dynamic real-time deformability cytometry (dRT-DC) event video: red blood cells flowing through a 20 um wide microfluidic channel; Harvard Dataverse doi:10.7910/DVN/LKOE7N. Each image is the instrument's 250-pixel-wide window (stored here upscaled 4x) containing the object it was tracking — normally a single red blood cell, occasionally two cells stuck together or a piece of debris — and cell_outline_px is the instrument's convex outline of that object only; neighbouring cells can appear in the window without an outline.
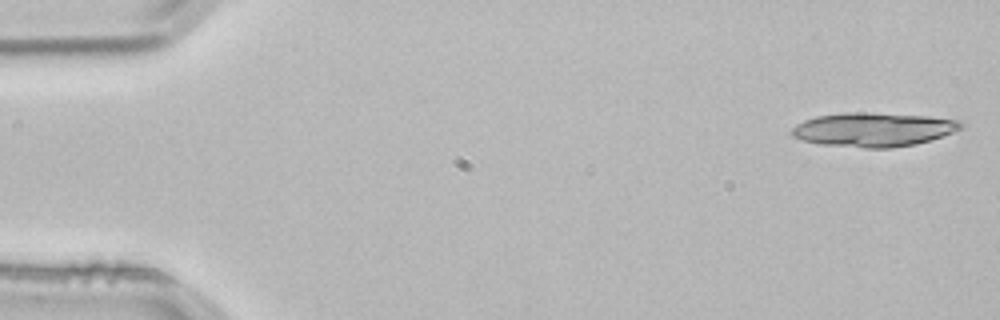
{"species": "common noctule bat (a hibernating species)", "species_latin": "Nyctalus noctula", "temperature_condition": "room temperature", "stored_images_in_passage": 16, "camera_frame_rate_fps": 3000, "um_per_image_px": 0.085, "animal": {"sex": "male", "body_mass_g": 21.5, "forearm_length_mm": 52.0}, "frame": {"image": 1, "passage_image": 1, "time_ms": 0.0, "image_size_px": [1000, 320], "cell_outline_px": [[964, 124], [960, 128], [952, 132], [916, 144], [892, 148], [864, 148], [820, 144], [804, 140], [792, 136], [792, 128], [796, 124], [804, 120], [816, 116], [852, 112], [860, 112], [928, 116], [960, 120]], "centroid_in_image_um": [74.22, 11.01], "position_along_channel_um": 10.8, "area_um2": 33.23}}